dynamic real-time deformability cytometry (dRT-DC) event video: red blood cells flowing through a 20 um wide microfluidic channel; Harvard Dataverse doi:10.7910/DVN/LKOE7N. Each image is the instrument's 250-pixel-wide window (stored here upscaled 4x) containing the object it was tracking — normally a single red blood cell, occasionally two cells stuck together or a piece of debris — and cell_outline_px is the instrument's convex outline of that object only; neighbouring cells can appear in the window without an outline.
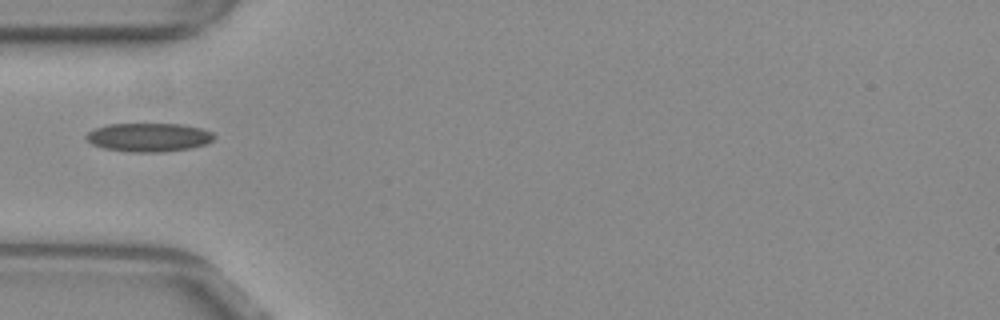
{"species": "common noctule bat (a hibernating species)", "species_latin": "Nyctalus noctula", "temperature_condition": "warm", "stored_images_in_passage": 35, "camera_frame_rate_fps": 3000, "um_per_image_px": 0.085, "animal": {"sex": "female", "body_mass_g": 29.2, "forearm_length_mm": 56.3}, "frame": {"image": 1, "passage_image": 1, "time_ms": 0.0, "image_size_px": [1000, 320], "cell_outline_px": [[216, 136], [212, 140], [204, 144], [188, 148], [160, 152], [132, 152], [104, 148], [92, 144], [84, 136], [88, 132], [96, 128], [108, 124], [180, 124], [200, 128], [212, 132]], "centroid_in_image_um": [12.62, 11.66], "position_along_channel_um": 72.4, "area_um2": 21.1}}
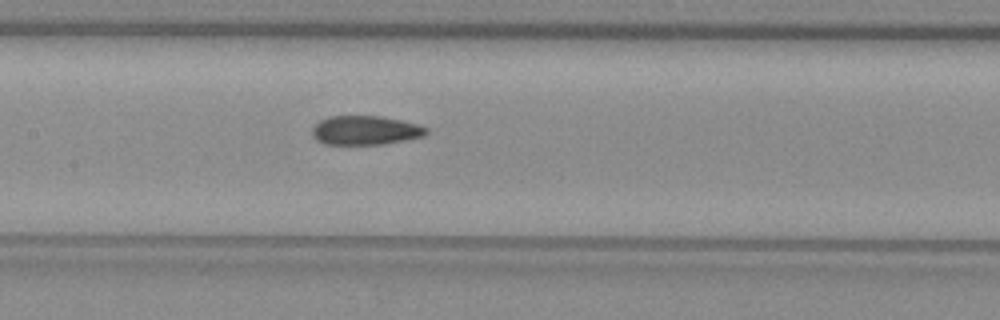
{"frame": {"image": 2, "passage_image": 9, "time_ms": 2.667, "image_size_px": [1000, 320], "cell_outline_px": [[428, 132], [424, 136], [384, 144], [324, 144], [316, 140], [312, 136], [312, 128], [320, 120], [328, 116], [380, 116], [400, 120], [416, 124], [428, 128]], "centroid_in_image_um": [31.03, 11.08], "position_along_channel_um": 176.4, "area_um2": 19.31}}
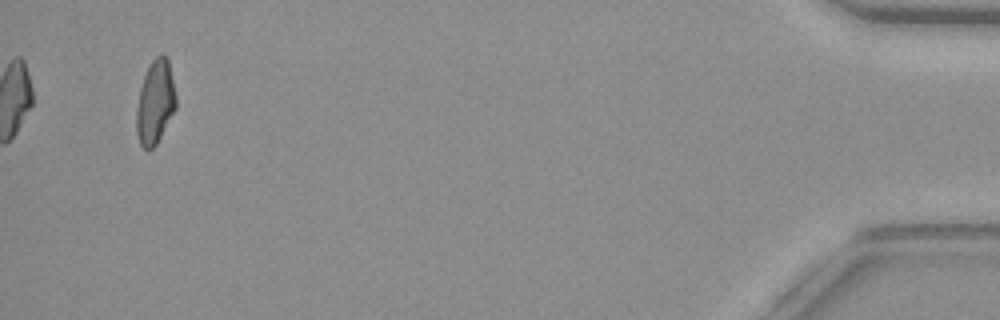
{"frame": {"image": 3, "passage_image": 35, "time_ms": 11.333, "image_size_px": [1000, 320], "cell_outline_px": [[176, 108], [156, 144], [152, 148], [144, 148], [140, 144], [136, 132], [136, 108], [140, 88], [144, 76], [152, 60], [160, 52], [164, 52], [168, 56], [176, 96]], "centroid_in_image_um": [13.2, 8.63], "position_along_channel_um": 422.0, "area_um2": 19.36}}